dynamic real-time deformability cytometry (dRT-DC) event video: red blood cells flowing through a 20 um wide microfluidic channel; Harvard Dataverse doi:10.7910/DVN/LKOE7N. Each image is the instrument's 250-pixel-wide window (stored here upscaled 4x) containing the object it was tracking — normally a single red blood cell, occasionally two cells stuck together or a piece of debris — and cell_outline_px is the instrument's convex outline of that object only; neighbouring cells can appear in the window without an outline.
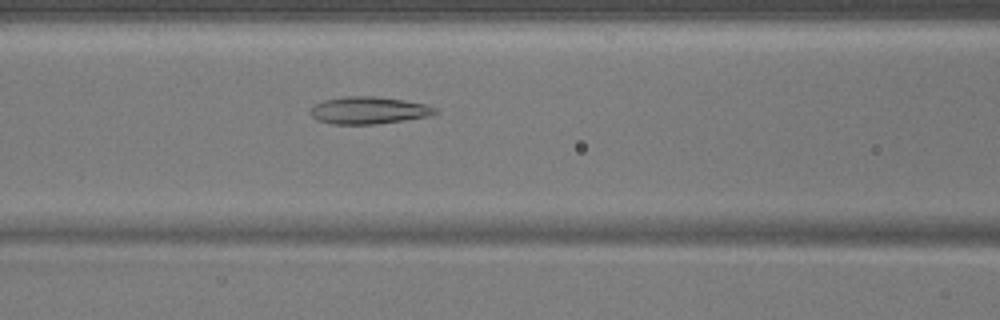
{"species": "common noctule bat (a hibernating species)", "species_latin": "Nyctalus noctula", "temperature_condition": "warm", "stored_images_in_passage": 49, "camera_frame_rate_fps": 3000, "um_per_image_px": 0.085, "animal": {"sex": "male", "body_mass_g": 17.9}, "frame": {"image": 1, "passage_image": 20, "time_ms": 6.333, "image_size_px": [1000, 320], "cell_outline_px": [[440, 112], [428, 116], [376, 124], [332, 124], [316, 120], [308, 112], [316, 104], [324, 100], [348, 96], [376, 96], [404, 100], [424, 104], [436, 108]], "centroid_in_image_um": [31.32, 9.38], "position_along_channel_um": 135.3, "area_um2": 19.71}}
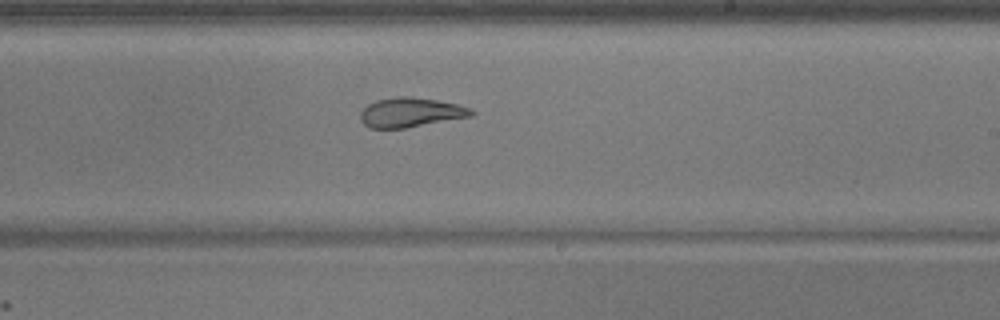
{"frame": {"image": 2, "passage_image": 29, "time_ms": 9.333, "image_size_px": [1000, 320], "cell_outline_px": [[476, 112], [472, 116], [404, 128], [368, 128], [360, 120], [360, 112], [368, 104], [376, 100], [396, 96], [412, 96], [436, 100], [456, 104], [472, 108]], "centroid_in_image_um": [34.89, 9.55], "position_along_channel_um": 254.1, "area_um2": 19.13}}
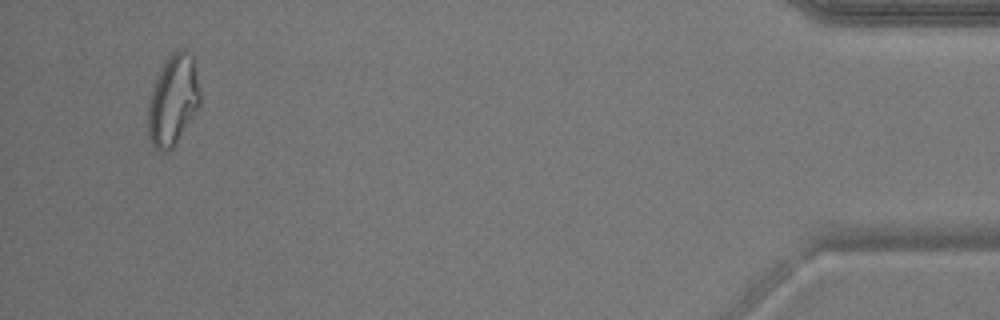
{"frame": {"image": 3, "passage_image": 47, "time_ms": 15.333, "image_size_px": [1000, 320], "cell_outline_px": [[200, 108], [172, 148], [168, 152], [160, 152], [152, 144], [148, 136], [148, 108], [152, 88], [156, 76], [160, 68], [168, 56], [176, 48], [184, 48], [192, 56], [200, 88]], "centroid_in_image_um": [14.72, 8.5], "position_along_channel_um": 420.5, "area_um2": 27.8}}